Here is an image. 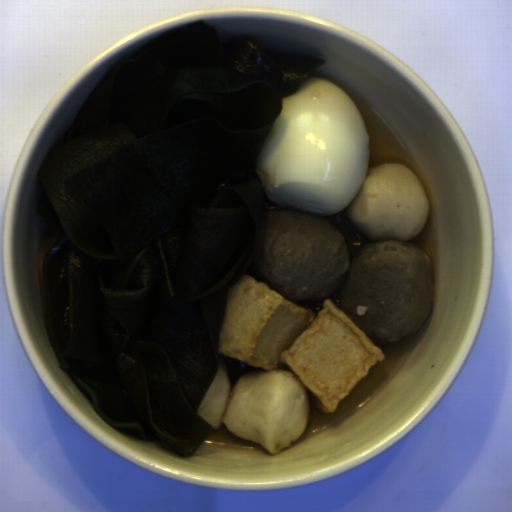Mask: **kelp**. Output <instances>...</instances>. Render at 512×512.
I'll use <instances>...</instances> for the list:
<instances>
[{
    "mask_svg": "<svg viewBox=\"0 0 512 512\" xmlns=\"http://www.w3.org/2000/svg\"><path fill=\"white\" fill-rule=\"evenodd\" d=\"M324 64L176 27L120 60L46 154V333L112 428L186 459L214 432L196 410L225 355L229 289L263 282L257 226L280 208L255 161Z\"/></svg>",
    "mask_w": 512,
    "mask_h": 512,
    "instance_id": "99668d17",
    "label": "kelp"
}]
</instances>
